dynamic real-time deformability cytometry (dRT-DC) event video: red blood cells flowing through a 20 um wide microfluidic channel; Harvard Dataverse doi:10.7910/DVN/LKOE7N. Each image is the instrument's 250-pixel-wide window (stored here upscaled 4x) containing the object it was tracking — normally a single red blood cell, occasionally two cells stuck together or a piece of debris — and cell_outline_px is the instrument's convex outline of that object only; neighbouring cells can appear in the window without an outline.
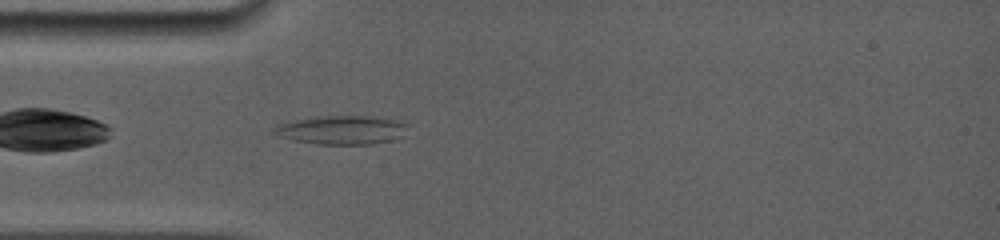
{"species": "common noctule bat (a hibernating species)", "species_latin": "Nyctalus noctula", "temperature_condition": "room temperature", "stored_images_in_passage": 3, "camera_frame_rate_fps": 5000, "um_per_image_px": 0.085, "animal": {"sex": "female", "body_mass_g": 19.0, "forearm_length_mm": 56.7}, "frame": {"image": 1, "passage_image": 2, "time_ms": 0.6, "image_size_px": [1000, 240], "cell_outline_px": [[408, 124], [404, 136], [392, 140], [372, 144], [316, 144], [292, 140], [280, 136], [272, 132], [280, 124], [296, 120], [324, 116], [372, 116], [396, 120]], "centroid_in_image_um": [29.11, 11.05], "position_along_channel_um": 55.9, "area_um2": 22.2}}